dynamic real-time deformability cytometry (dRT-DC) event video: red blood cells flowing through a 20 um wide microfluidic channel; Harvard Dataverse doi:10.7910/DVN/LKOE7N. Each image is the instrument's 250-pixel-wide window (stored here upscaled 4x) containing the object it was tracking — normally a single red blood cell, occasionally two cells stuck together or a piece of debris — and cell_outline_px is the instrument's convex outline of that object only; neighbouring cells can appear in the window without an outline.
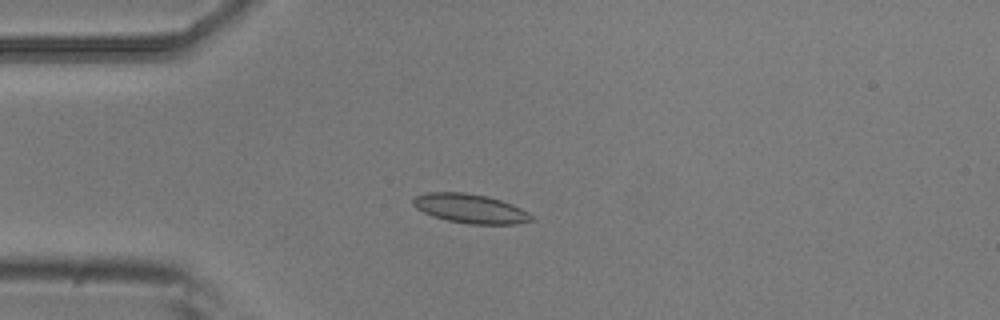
{"species": "common noctule bat (a hibernating species)", "species_latin": "Nyctalus noctula", "temperature_condition": "room temperature", "stored_images_in_passage": 6, "camera_frame_rate_fps": 3000, "um_per_image_px": 0.085, "animal": {"sex": "male", "body_mass_g": 20.5, "forearm_length_mm": 52.5}, "frame": {"image": 1, "passage_image": 4, "time_ms": 1.0, "image_size_px": [1000, 320], "cell_outline_px": [[536, 220], [516, 224], [468, 224], [448, 220], [432, 216], [416, 208], [412, 204], [412, 200], [416, 196], [428, 192], [464, 192], [488, 196], [512, 204], [536, 216]], "centroid_in_image_um": [40.01, 17.73], "position_along_channel_um": 45.0, "area_um2": 20.29}}
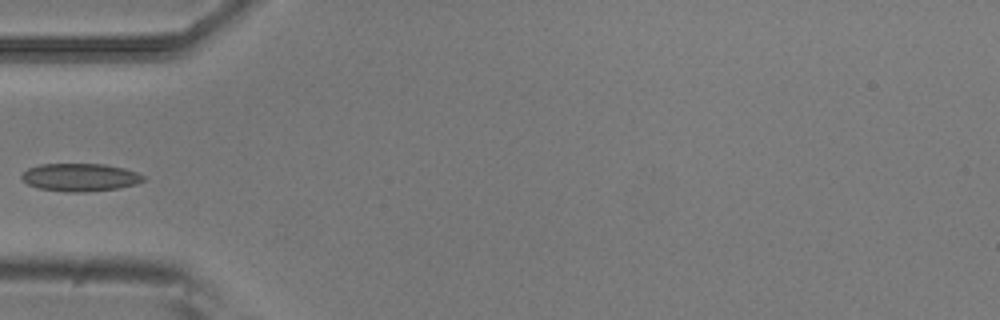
{"frame": {"image": 2, "passage_image": 5, "time_ms": 1.333, "image_size_px": [1000, 320], "cell_outline_px": [[144, 180], [136, 184], [120, 188], [84, 192], [68, 192], [40, 188], [28, 184], [20, 176], [28, 168], [40, 164], [104, 164], [124, 168], [136, 172], [144, 176]], "centroid_in_image_um": [6.82, 15.07], "position_along_channel_um": 78.2, "area_um2": 19.65}}
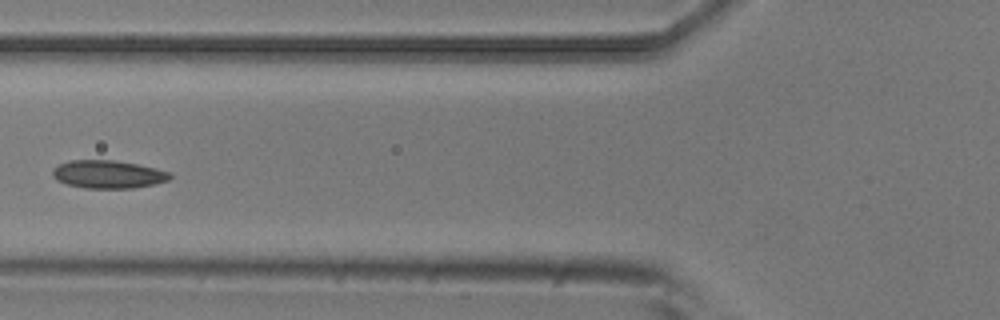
{"frame": {"image": 3, "passage_image": 6, "time_ms": 1.667, "image_size_px": [1000, 320], "cell_outline_px": [[172, 176], [168, 180], [152, 184], [132, 188], [84, 188], [68, 184], [56, 180], [52, 176], [52, 168], [60, 164], [72, 160], [112, 160], [136, 164], [156, 168], [172, 172]], "centroid_in_image_um": [9.18, 14.81], "position_along_channel_um": 116.6, "area_um2": 19.07}}